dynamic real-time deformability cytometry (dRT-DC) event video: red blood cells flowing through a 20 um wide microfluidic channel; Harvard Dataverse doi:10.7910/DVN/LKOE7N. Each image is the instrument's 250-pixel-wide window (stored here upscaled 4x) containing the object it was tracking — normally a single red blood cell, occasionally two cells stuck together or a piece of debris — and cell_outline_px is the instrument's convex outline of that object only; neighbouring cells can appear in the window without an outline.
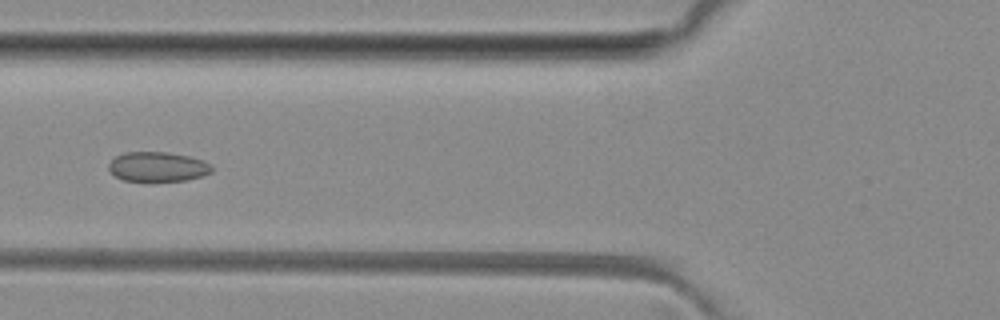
{"species": "common noctule bat (a hibernating species)", "species_latin": "Nyctalus noctula", "temperature_condition": "room temperature", "stored_images_in_passage": 35, "camera_frame_rate_fps": 3000, "um_per_image_px": 0.085, "animal": {"sex": "female", "body_mass_g": 29.2, "forearm_length_mm": 56.3}, "frame": {"image": 1, "passage_image": 7, "time_ms": 2.0, "image_size_px": [1000, 320], "cell_outline_px": [[212, 172], [204, 176], [184, 180], [152, 184], [148, 184], [124, 180], [116, 176], [108, 168], [108, 164], [116, 156], [124, 152], [168, 152], [188, 156], [204, 160], [212, 164]], "centroid_in_image_um": [13.42, 14.22], "position_along_channel_um": 112.4, "area_um2": 18.61}}
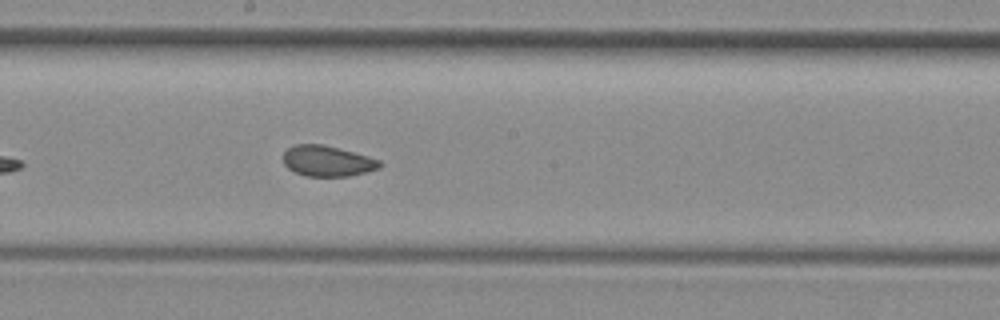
{"frame": {"image": 2, "passage_image": 15, "time_ms": 4.667, "image_size_px": [1000, 320], "cell_outline_px": [[384, 164], [380, 168], [368, 172], [348, 176], [304, 176], [288, 168], [284, 164], [284, 152], [288, 148], [296, 144], [324, 144], [368, 156], [380, 160]], "centroid_in_image_um": [27.86, 13.69], "position_along_channel_um": 220.3, "area_um2": 17.34}}
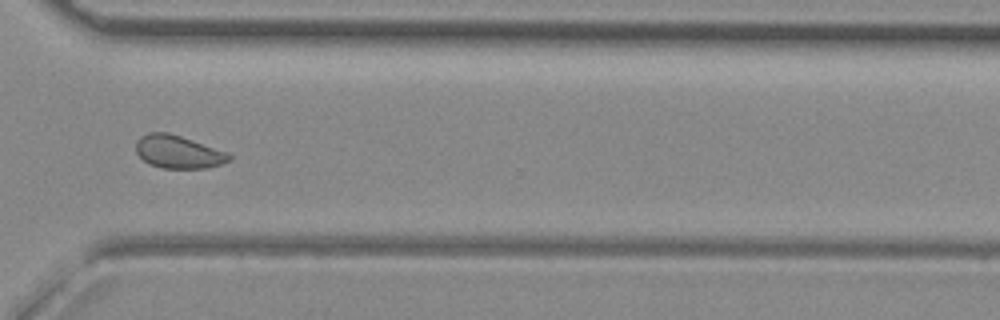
{"frame": {"image": 3, "passage_image": 25, "time_ms": 8.0, "image_size_px": [1000, 320], "cell_outline_px": [[232, 160], [208, 168], [160, 168], [148, 164], [136, 152], [136, 140], [140, 136], [148, 132], [168, 132], [228, 152], [232, 156]], "centroid_in_image_um": [15.14, 12.91], "position_along_channel_um": 355.5, "area_um2": 17.98}, "authors_computed_cell_mechanics": {"area_um2": 17.9758, "velocity_mm_per_s": 4.0484, "shape_relaxation_time_tau1_ms": null, "shape_relaxation_time_tau2_ms": 1.4099, "deformation_change_tau1": null, "deformation_change_tau2": 0.0573}}